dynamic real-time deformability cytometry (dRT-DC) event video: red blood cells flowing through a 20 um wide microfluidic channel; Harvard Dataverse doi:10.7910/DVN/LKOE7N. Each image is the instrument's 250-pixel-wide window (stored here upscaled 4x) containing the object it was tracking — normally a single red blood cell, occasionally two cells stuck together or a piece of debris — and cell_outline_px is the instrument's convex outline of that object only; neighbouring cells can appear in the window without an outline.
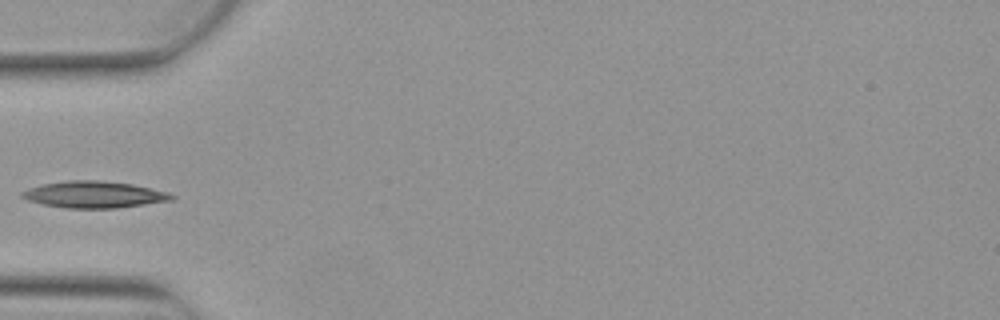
{"species": "Egyptian fruit bat (a non-hibernating species)", "species_latin": "Rousettus aegyptiacus", "temperature_condition": "warm", "stored_images_in_passage": 4, "camera_frame_rate_fps": 3000, "um_per_image_px": 0.085, "animal": {"sex": "female"}, "frame": {"image": 1, "passage_image": 3, "time_ms": 0.667, "image_size_px": [1000, 320], "cell_outline_px": [[176, 196], [172, 200], [116, 208], [68, 208], [44, 204], [28, 200], [20, 196], [20, 192], [28, 188], [44, 184], [68, 180], [100, 180], [132, 184], [168, 192]], "centroid_in_image_um": [7.99, 16.53], "position_along_channel_um": 77.0, "area_um2": 23.06}}
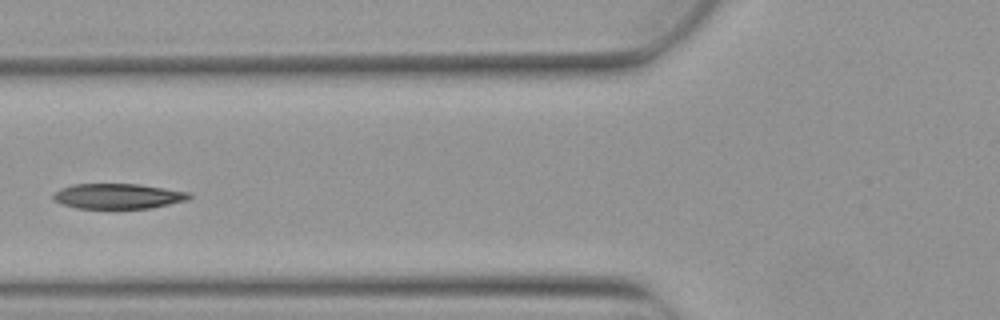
{"frame": {"image": 2, "passage_image": 4, "time_ms": 1.0, "image_size_px": [1000, 320], "cell_outline_px": [[192, 196], [188, 200], [152, 208], [76, 208], [52, 200], [52, 196], [60, 188], [72, 184], [140, 184], [188, 192]], "centroid_in_image_um": [10.02, 16.67], "position_along_channel_um": 115.8, "area_um2": 19.94}}